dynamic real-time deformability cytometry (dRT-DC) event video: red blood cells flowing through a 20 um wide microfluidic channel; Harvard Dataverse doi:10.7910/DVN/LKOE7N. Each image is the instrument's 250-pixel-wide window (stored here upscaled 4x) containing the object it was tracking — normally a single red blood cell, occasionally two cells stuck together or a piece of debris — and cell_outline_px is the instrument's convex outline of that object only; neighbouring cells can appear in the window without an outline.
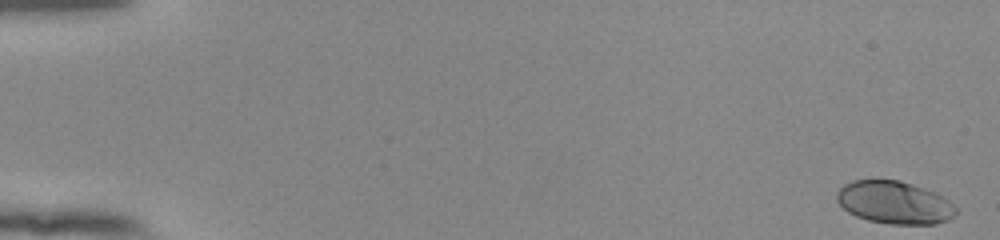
{"species": "human", "species_latin": "Homo sapiens", "temperature_condition": "room temperature", "stored_images_in_passage": 54, "camera_frame_rate_fps": 3000, "um_per_image_px": 0.085, "donor": {"sex": "female"}, "frame": {"image": 1, "passage_image": 1, "time_ms": 0.0, "image_size_px": [1000, 240], "cell_outline_px": [[956, 216], [948, 220], [936, 224], [888, 224], [868, 220], [856, 216], [848, 212], [836, 200], [836, 192], [844, 184], [852, 180], [900, 180], [924, 188], [948, 200], [956, 208]], "centroid_in_image_um": [76.0, 17.22], "position_along_channel_um": 9.0, "area_um2": 29.59}}
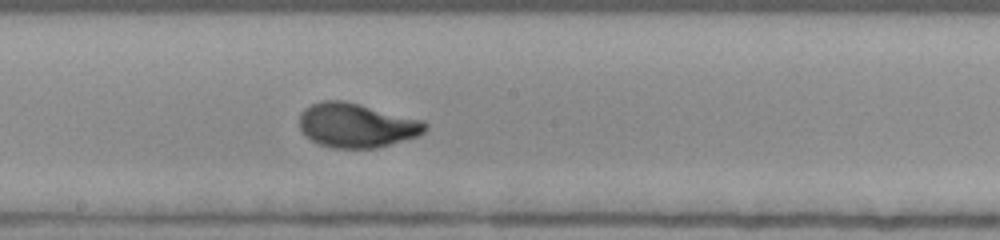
{"frame": {"image": 2, "passage_image": 31, "time_ms": 10.0, "image_size_px": [1000, 240], "cell_outline_px": [[428, 128], [420, 136], [376, 148], [332, 148], [320, 144], [304, 136], [300, 128], [300, 112], [304, 108], [320, 100], [344, 100], [424, 120], [428, 124]], "centroid_in_image_um": [30.32, 10.65], "position_along_channel_um": 217.9, "area_um2": 32.83}}
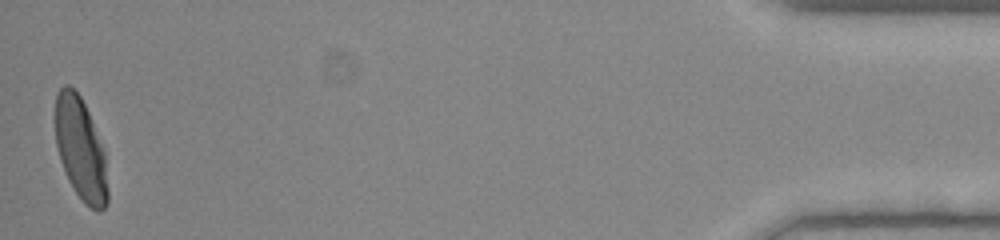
{"frame": {"image": 3, "passage_image": 54, "time_ms": 17.667, "image_size_px": [1000, 240], "cell_outline_px": [[108, 204], [100, 212], [96, 212], [84, 204], [68, 180], [60, 160], [56, 144], [56, 92], [64, 84], [68, 84], [80, 96], [88, 112], [104, 148], [108, 188]], "centroid_in_image_um": [6.87, 12.72], "position_along_channel_um": 428.3, "area_um2": 31.39}, "authors_computed_cell_mechanics": {"area_um2": 31.0386, "velocity_mm_per_s": 3.8561, "shape_relaxation_time_tau1_ms": 3.2743, "shape_relaxation_time_tau2_ms": null, "deformation_change_tau1": 0.19, "deformation_change_tau2": null}}